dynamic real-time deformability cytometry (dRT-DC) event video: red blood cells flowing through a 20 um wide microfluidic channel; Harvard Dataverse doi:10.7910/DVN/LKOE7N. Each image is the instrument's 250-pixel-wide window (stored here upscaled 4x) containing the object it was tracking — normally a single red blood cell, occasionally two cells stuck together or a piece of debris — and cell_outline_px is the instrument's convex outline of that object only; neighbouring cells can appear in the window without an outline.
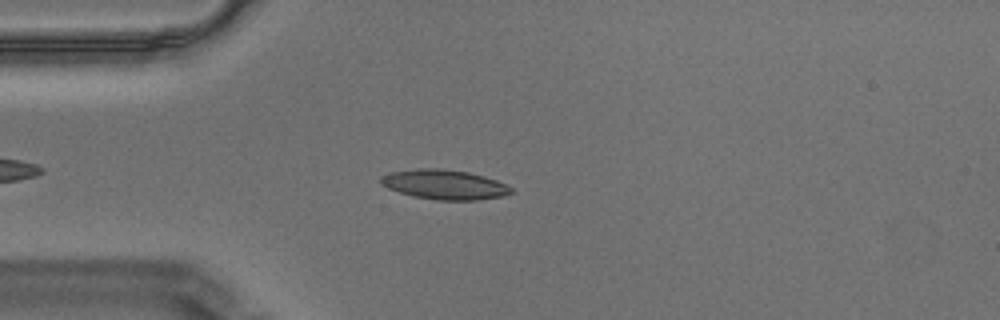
{"species": "Egyptian fruit bat (a non-hibernating species)", "species_latin": "Rousettus aegyptiacus", "temperature_condition": "warm", "stored_images_in_passage": 48, "camera_frame_rate_fps": 3000, "um_per_image_px": 0.085, "animal": {"sex": "male"}, "frame": {"image": 1, "passage_image": 9, "time_ms": 2.667, "image_size_px": [1000, 320], "cell_outline_px": [[512, 192], [504, 196], [476, 200], [436, 200], [412, 196], [388, 188], [380, 184], [380, 176], [392, 172], [416, 168], [440, 168], [468, 172], [484, 176], [496, 180], [512, 188]], "centroid_in_image_um": [37.75, 15.68], "position_along_channel_um": 47.2, "area_um2": 22.54}}
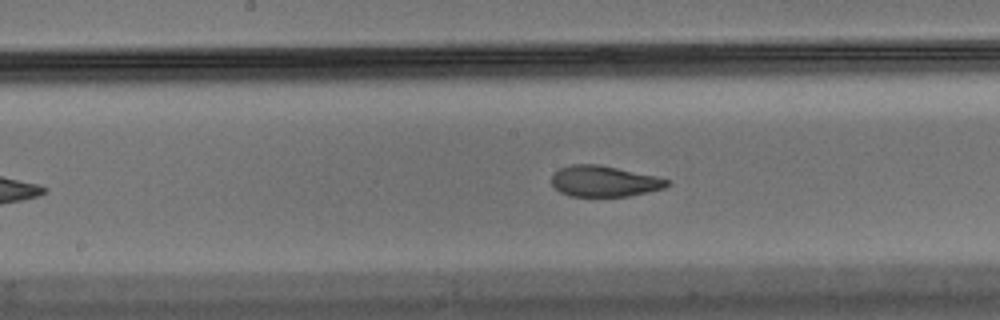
{"frame": {"image": 2, "passage_image": 23, "time_ms": 7.333, "image_size_px": [1000, 320], "cell_outline_px": [[668, 184], [664, 188], [628, 196], [568, 196], [560, 192], [552, 184], [552, 176], [560, 168], [572, 164], [600, 164], [656, 176], [668, 180]], "centroid_in_image_um": [51.33, 15.4], "position_along_channel_um": 196.9, "area_um2": 20.63}}
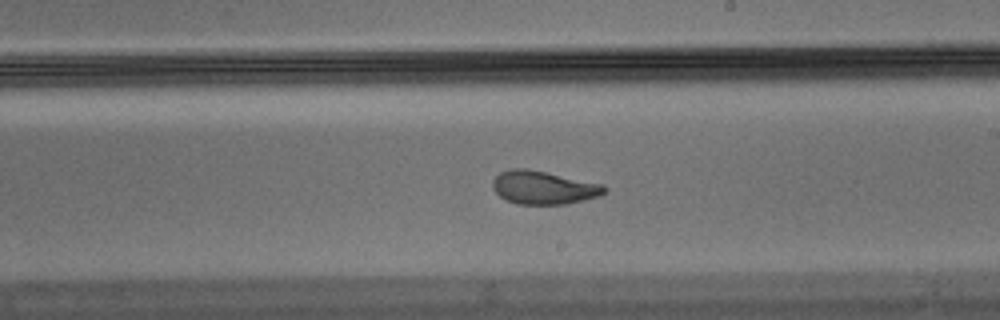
{"frame": {"image": 3, "passage_image": 27, "time_ms": 8.667, "image_size_px": [1000, 320], "cell_outline_px": [[608, 188], [600, 196], [564, 204], [516, 204], [500, 196], [492, 188], [492, 180], [500, 172], [512, 168], [528, 168], [604, 184]], "centroid_in_image_um": [46.2, 15.93], "position_along_channel_um": 242.8, "area_um2": 21.73}, "authors_computed_cell_mechanics": {"area_um2": 21.964, "velocity_mm_per_s": 3.4621, "shape_relaxation_time_tau1_ms": 6.636, "shape_relaxation_time_tau2_ms": 0.9812, "deformation_change_tau1": 0.195, "deformation_change_tau2": 0.0603}}